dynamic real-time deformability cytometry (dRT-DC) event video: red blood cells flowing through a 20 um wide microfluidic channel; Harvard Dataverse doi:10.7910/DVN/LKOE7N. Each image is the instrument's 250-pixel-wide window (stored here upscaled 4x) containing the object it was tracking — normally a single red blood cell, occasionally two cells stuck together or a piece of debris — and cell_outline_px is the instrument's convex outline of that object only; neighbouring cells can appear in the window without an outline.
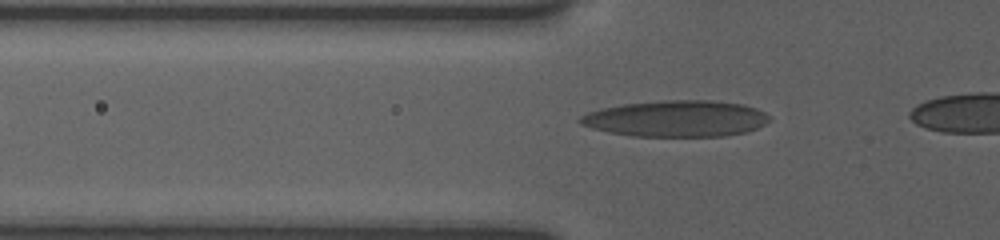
{"species": "human", "species_latin": "Homo sapiens", "temperature_condition": "room temperature", "stored_images_in_passage": 31, "camera_frame_rate_fps": 3000, "um_per_image_px": 0.085, "donor": {"sex": "female"}, "frame": {"image": 1, "passage_image": 2, "time_ms": 0.333, "image_size_px": [1000, 240], "cell_outline_px": [[768, 120], [764, 124], [756, 128], [744, 132], [724, 136], [632, 136], [592, 128], [580, 124], [580, 116], [588, 112], [600, 108], [624, 104], [664, 100], [712, 100], [744, 104], [756, 108], [764, 112], [768, 116]], "centroid_in_image_um": [57.47, 10.07], "position_along_channel_um": 68.3, "area_um2": 39.82}}
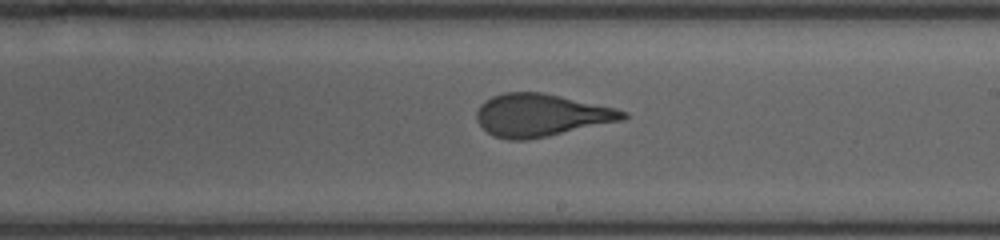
{"frame": {"image": 2, "passage_image": 16, "time_ms": 5.0, "image_size_px": [1000, 240], "cell_outline_px": [[628, 116], [624, 120], [548, 136], [528, 140], [508, 140], [492, 136], [476, 120], [476, 112], [480, 104], [484, 100], [492, 96], [504, 92], [540, 92], [560, 96], [616, 108], [628, 112]], "centroid_in_image_um": [45.97, 9.79], "position_along_channel_um": 243.0, "area_um2": 36.41}}
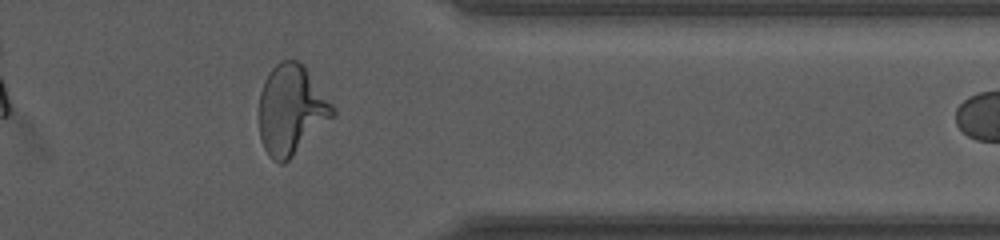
{"frame": {"image": 3, "passage_image": 28, "time_ms": 9.0, "image_size_px": [1000, 240], "cell_outline_px": [[336, 112], [284, 164], [280, 164], [272, 160], [268, 156], [260, 140], [256, 116], [260, 92], [264, 80], [272, 68], [280, 60], [296, 60], [304, 64], [332, 104]], "centroid_in_image_um": [24.67, 9.33], "position_along_channel_um": 386.7, "area_um2": 38.67}}